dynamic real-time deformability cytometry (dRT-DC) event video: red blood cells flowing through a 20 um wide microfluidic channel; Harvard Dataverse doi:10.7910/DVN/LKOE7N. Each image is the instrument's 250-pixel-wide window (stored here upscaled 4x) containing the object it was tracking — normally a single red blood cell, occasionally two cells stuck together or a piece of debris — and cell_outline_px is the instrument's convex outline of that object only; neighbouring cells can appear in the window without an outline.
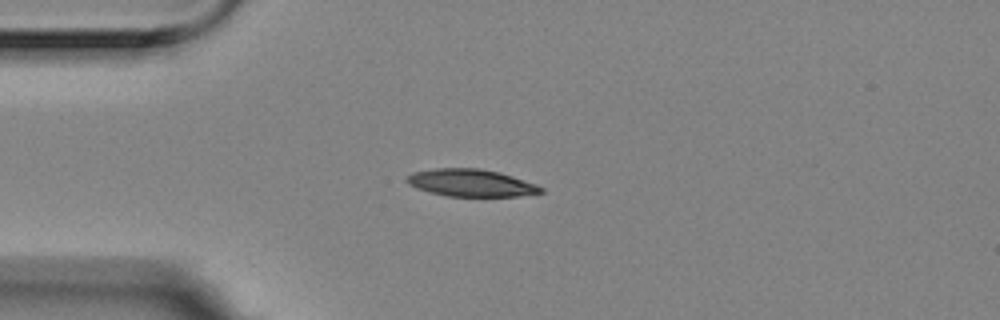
{"species": "Egyptian fruit bat (a non-hibernating species)", "species_latin": "Rousettus aegyptiacus", "temperature_condition": "room temperature", "stored_images_in_passage": 5, "camera_frame_rate_fps": 3000, "um_per_image_px": 0.085, "animal": {"sex": "female"}, "frame": {"image": 1, "passage_image": 3, "time_ms": 0.667, "image_size_px": [1000, 320], "cell_outline_px": [[544, 192], [516, 196], [448, 196], [416, 188], [408, 184], [404, 180], [404, 176], [412, 172], [436, 168], [480, 168], [500, 172], [536, 184], [544, 188]], "centroid_in_image_um": [40.0, 15.53], "position_along_channel_um": 45.0, "area_um2": 21.39}}
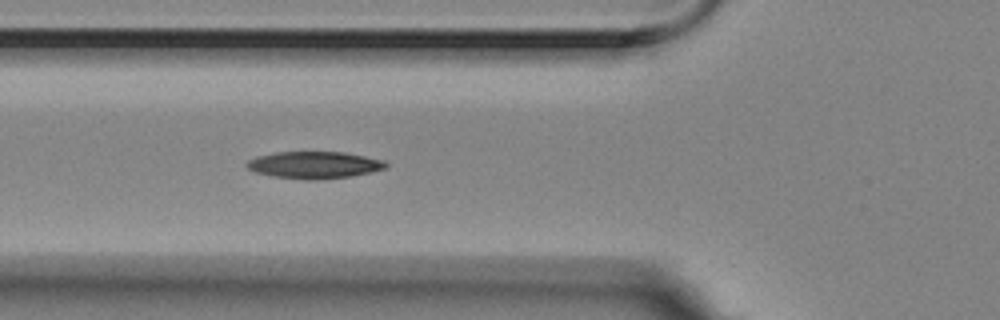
{"frame": {"image": 2, "passage_image": 5, "time_ms": 1.333, "image_size_px": [1000, 320], "cell_outline_px": [[388, 168], [352, 176], [312, 180], [304, 180], [272, 176], [256, 172], [248, 168], [244, 164], [248, 160], [256, 156], [276, 152], [344, 152], [384, 160], [388, 164]], "centroid_in_image_um": [26.71, 14.02], "position_along_channel_um": 99.1, "area_um2": 21.96}}